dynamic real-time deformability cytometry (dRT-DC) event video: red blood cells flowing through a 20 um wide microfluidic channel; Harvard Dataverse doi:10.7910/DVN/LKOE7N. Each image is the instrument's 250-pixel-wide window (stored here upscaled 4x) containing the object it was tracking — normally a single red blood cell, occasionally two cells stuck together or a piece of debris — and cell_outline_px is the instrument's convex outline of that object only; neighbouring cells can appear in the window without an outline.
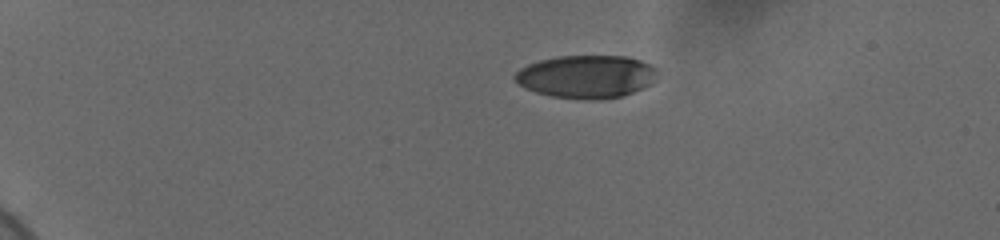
{"species": "human", "species_latin": "Homo sapiens", "temperature_condition": "cold", "stored_images_in_passage": 46, "camera_frame_rate_fps": 3000, "um_per_image_px": 0.085, "donor": {"sex": "female"}, "frame": {"image": 1, "passage_image": 1, "time_ms": 0.0, "image_size_px": [1000, 240], "cell_outline_px": [[656, 80], [652, 84], [624, 96], [596, 100], [584, 100], [552, 96], [536, 92], [524, 88], [512, 76], [520, 68], [528, 64], [540, 60], [560, 56], [628, 56], [652, 64], [656, 68]], "centroid_in_image_um": [49.87, 6.51], "position_along_channel_um": 35.1, "area_um2": 35.95}}
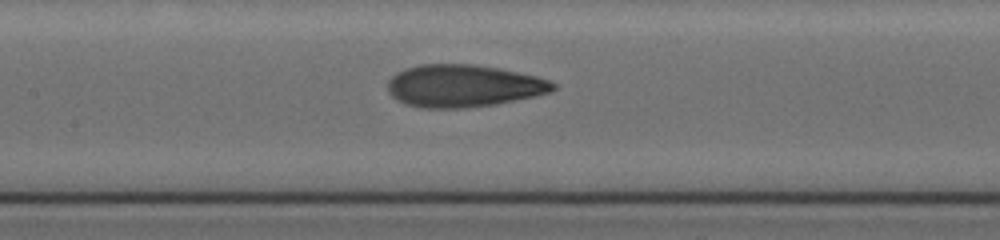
{"frame": {"image": 2, "passage_image": 19, "time_ms": 6.0, "image_size_px": [1000, 240], "cell_outline_px": [[556, 88], [552, 92], [536, 96], [496, 104], [464, 108], [420, 108], [404, 104], [396, 100], [388, 92], [388, 80], [396, 72], [420, 64], [472, 64], [500, 68], [536, 76], [548, 80], [556, 84]], "centroid_in_image_um": [39.39, 7.3], "position_along_channel_um": 168.0, "area_um2": 41.1}}
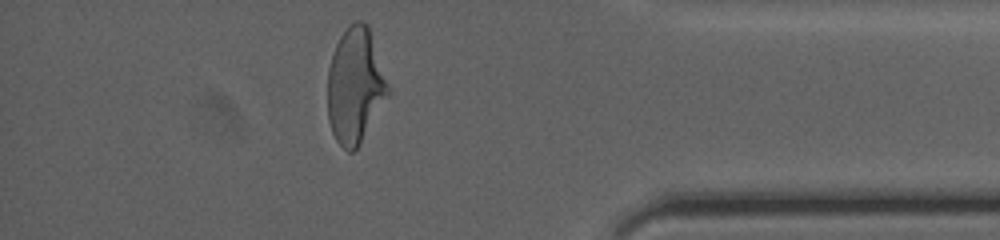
{"frame": {"image": 3, "passage_image": 40, "time_ms": 13.0, "image_size_px": [1000, 240], "cell_outline_px": [[388, 92], [360, 144], [352, 152], [348, 152], [336, 140], [332, 132], [328, 120], [328, 68], [332, 52], [340, 36], [348, 24], [356, 20], [360, 20], [368, 24], [388, 84]], "centroid_in_image_um": [30.15, 7.24], "position_along_channel_um": 405.1, "area_um2": 40.11}, "authors_computed_cell_mechanics": {"area_um2": 39.8242, "velocity_mm_per_s": 3.6987, "shape_relaxation_time_tau1_ms": 5.2094, "shape_relaxation_time_tau2_ms": 1.2764, "deformation_change_tau1": 0.218, "deformation_change_tau2": 0.0878}}